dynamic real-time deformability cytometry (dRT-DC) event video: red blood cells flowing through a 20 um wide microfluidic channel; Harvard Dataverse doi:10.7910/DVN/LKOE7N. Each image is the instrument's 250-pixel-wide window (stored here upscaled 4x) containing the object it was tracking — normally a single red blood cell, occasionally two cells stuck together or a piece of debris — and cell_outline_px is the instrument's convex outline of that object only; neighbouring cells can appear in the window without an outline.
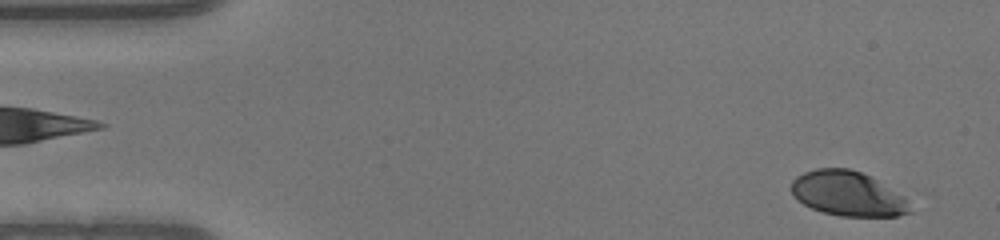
{"species": "human", "species_latin": "Homo sapiens", "temperature_condition": "warm", "stored_images_in_passage": 49, "camera_frame_rate_fps": 3000, "um_per_image_px": 0.085, "donor": {"sex": "male"}, "frame": {"image": 1, "passage_image": 2, "time_ms": 0.333, "image_size_px": [1000, 240], "cell_outline_px": [[912, 212], [896, 216], [840, 216], [824, 212], [812, 208], [804, 204], [792, 192], [792, 180], [796, 176], [804, 172], [816, 168], [848, 168], [872, 176], [904, 196], [908, 200]], "centroid_in_image_um": [72.1, 16.45], "position_along_channel_um": 12.9, "area_um2": 30.87}}
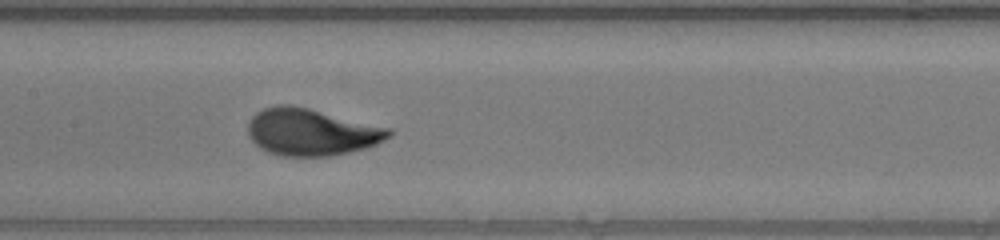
{"frame": {"image": 2, "passage_image": 23, "time_ms": 7.333, "image_size_px": [1000, 240], "cell_outline_px": [[392, 132], [388, 136], [376, 144], [368, 148], [332, 156], [280, 156], [268, 152], [260, 148], [248, 136], [248, 120], [256, 112], [264, 108], [276, 104], [288, 104], [308, 108], [392, 128]], "centroid_in_image_um": [26.44, 11.22], "position_along_channel_um": 181.0, "area_um2": 38.73}}
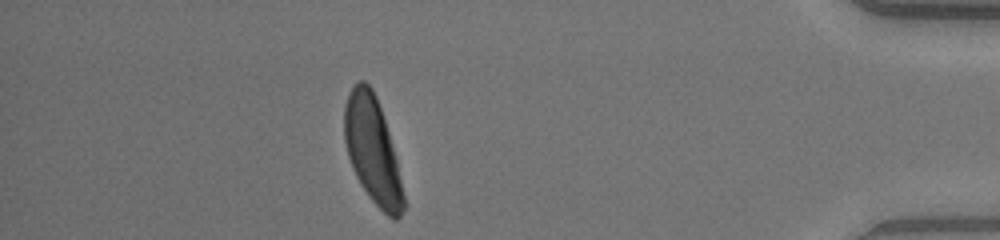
{"frame": {"image": 3, "passage_image": 43, "time_ms": 14.0, "image_size_px": [1000, 240], "cell_outline_px": [[404, 208], [400, 216], [396, 220], [392, 220], [368, 196], [360, 184], [352, 168], [348, 156], [344, 140], [344, 104], [348, 92], [360, 80], [364, 80], [372, 88], [376, 96], [388, 132], [396, 160], [404, 196]], "centroid_in_image_um": [31.63, 12.77], "position_along_channel_um": 403.6, "area_um2": 36.24}}